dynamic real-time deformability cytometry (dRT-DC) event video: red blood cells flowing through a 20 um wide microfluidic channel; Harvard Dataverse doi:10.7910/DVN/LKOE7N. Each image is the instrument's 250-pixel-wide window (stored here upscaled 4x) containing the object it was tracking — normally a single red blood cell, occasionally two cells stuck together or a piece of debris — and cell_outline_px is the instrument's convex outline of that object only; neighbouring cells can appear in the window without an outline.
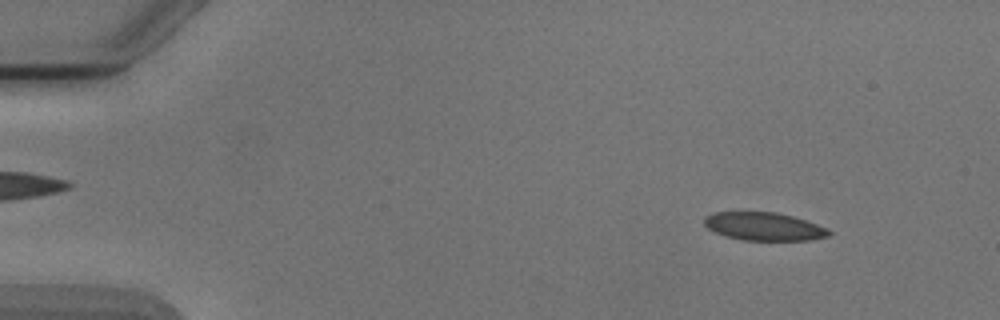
{"species": "Egyptian fruit bat (a non-hibernating species)", "species_latin": "Rousettus aegyptiacus", "temperature_condition": "cold", "stored_images_in_passage": 5, "camera_frame_rate_fps": 3000, "um_per_image_px": 0.085, "animal": {"sex": "male"}, "frame": {"image": 1, "passage_image": 1, "time_ms": 0.0, "image_size_px": [1000, 320], "cell_outline_px": [[832, 232], [828, 236], [812, 240], [740, 240], [716, 232], [708, 228], [704, 224], [704, 216], [716, 212], [776, 212], [792, 216], [828, 228]], "centroid_in_image_um": [64.94, 19.25], "position_along_channel_um": 20.1, "area_um2": 20.29}}
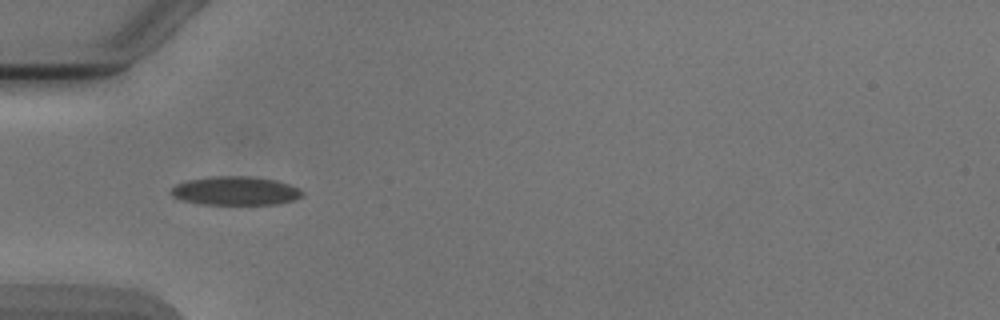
{"frame": {"image": 2, "passage_image": 4, "time_ms": 3.667, "image_size_px": [1000, 320], "cell_outline_px": [[304, 196], [296, 200], [280, 204], [200, 204], [180, 200], [172, 196], [168, 192], [176, 184], [188, 180], [212, 176], [248, 176], [276, 180], [300, 188], [304, 192]], "centroid_in_image_um": [20.03, 16.23], "position_along_channel_um": 65.0, "area_um2": 22.25}}
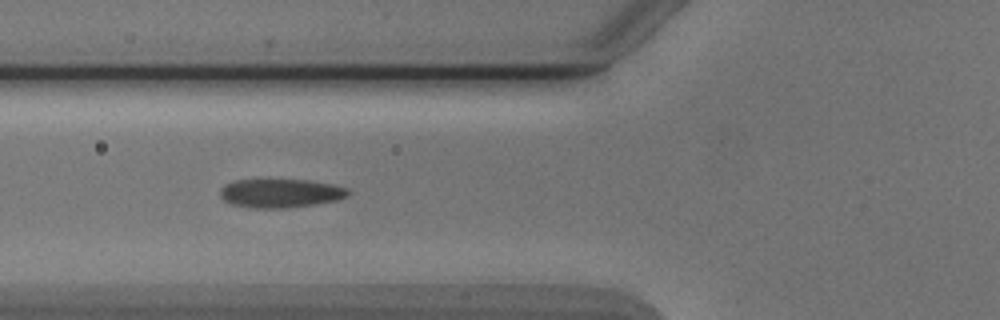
{"frame": {"image": 3, "passage_image": 5, "time_ms": 4.667, "image_size_px": [1000, 320], "cell_outline_px": [[348, 196], [340, 200], [288, 208], [252, 208], [232, 204], [224, 200], [220, 196], [220, 188], [224, 184], [236, 180], [308, 180], [332, 184], [348, 188]], "centroid_in_image_um": [23.84, 16.43], "position_along_channel_um": 102.0, "area_um2": 21.5}}